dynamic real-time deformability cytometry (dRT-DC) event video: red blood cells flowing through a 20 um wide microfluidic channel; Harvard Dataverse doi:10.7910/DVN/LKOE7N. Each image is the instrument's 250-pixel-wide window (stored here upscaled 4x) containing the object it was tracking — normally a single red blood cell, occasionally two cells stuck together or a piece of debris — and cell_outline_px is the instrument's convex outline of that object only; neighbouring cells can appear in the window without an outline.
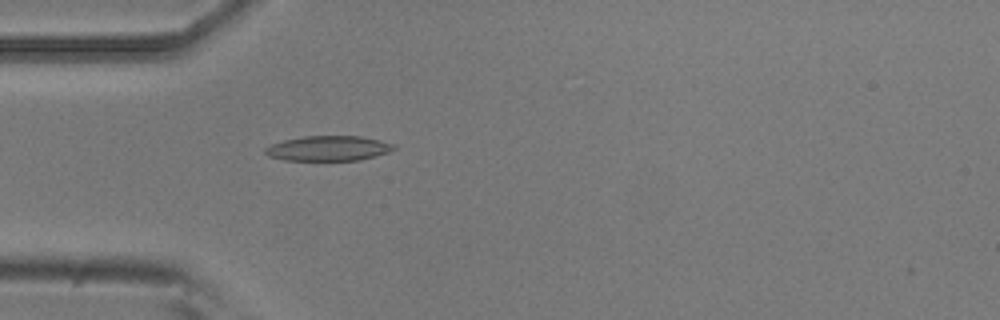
{"species": "common noctule bat (a hibernating species)", "species_latin": "Nyctalus noctula", "temperature_condition": "room temperature", "stored_images_in_passage": 43, "camera_frame_rate_fps": 3000, "um_per_image_px": 0.085, "animal": {"sex": "male", "body_mass_g": 20.5, "forearm_length_mm": 52.5}, "frame": {"image": 1, "passage_image": 5, "time_ms": 1.333, "image_size_px": [1000, 320], "cell_outline_px": [[396, 148], [388, 152], [360, 160], [284, 160], [268, 156], [264, 152], [264, 148], [272, 144], [284, 140], [304, 136], [360, 136], [380, 140], [396, 144]], "centroid_in_image_um": [27.91, 12.6], "position_along_channel_um": 57.1, "area_um2": 18.73}}
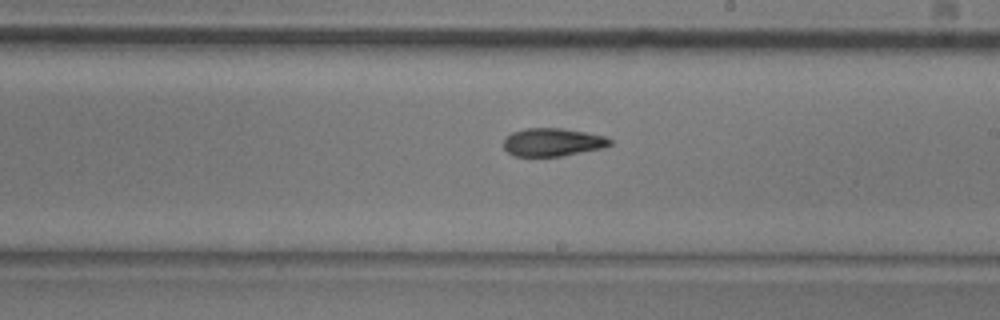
{"frame": {"image": 2, "passage_image": 20, "time_ms": 6.333, "image_size_px": [1000, 320], "cell_outline_px": [[612, 144], [604, 148], [560, 156], [512, 156], [504, 148], [504, 136], [512, 132], [524, 128], [560, 128], [584, 132], [604, 136], [612, 140]], "centroid_in_image_um": [46.94, 12.08], "position_along_channel_um": 242.1, "area_um2": 17.46}}
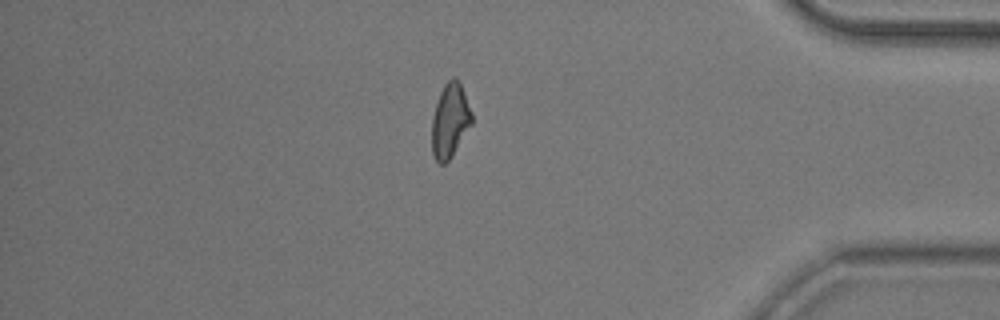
{"frame": {"image": 3, "passage_image": 35, "time_ms": 11.333, "image_size_px": [1000, 320], "cell_outline_px": [[472, 124], [452, 156], [444, 164], [440, 164], [436, 160], [432, 152], [432, 116], [440, 92], [444, 84], [452, 76], [456, 76], [460, 80], [472, 112]], "centroid_in_image_um": [38.26, 10.21], "position_along_channel_um": 396.9, "area_um2": 17.46}, "authors_computed_cell_mechanics": {"area_um2": 17.629, "velocity_mm_per_s": 3.7544, "shape_relaxation_time_tau1_ms": 7.5959, "shape_relaxation_time_tau2_ms": 5.0303, "deformation_change_tau1": 0.186, "deformation_change_tau2": 0.1359}}